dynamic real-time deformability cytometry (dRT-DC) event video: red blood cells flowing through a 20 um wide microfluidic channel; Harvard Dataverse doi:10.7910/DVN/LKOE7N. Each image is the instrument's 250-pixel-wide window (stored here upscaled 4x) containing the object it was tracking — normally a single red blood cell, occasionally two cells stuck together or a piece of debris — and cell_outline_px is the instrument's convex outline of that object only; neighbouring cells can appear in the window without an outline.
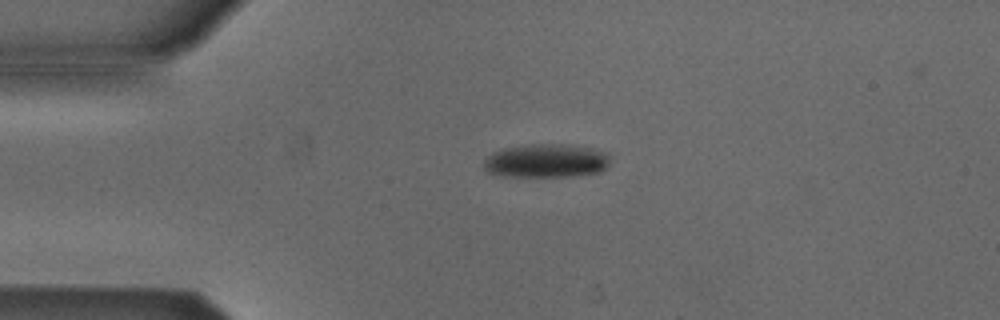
{"species": "Egyptian fruit bat (a non-hibernating species)", "species_latin": "Rousettus aegyptiacus", "temperature_condition": "cold", "stored_images_in_passage": 42, "camera_frame_rate_fps": 3000, "um_per_image_px": 0.085, "animal": {"sex": "male"}, "frame": {"image": 1, "passage_image": 1, "time_ms": 0.0, "image_size_px": [1000, 320], "cell_outline_px": [[612, 156], [608, 164], [600, 172], [568, 176], [500, 176], [488, 172], [484, 168], [484, 160], [492, 152], [504, 148], [532, 144], [568, 144], [592, 148], [608, 152]], "centroid_in_image_um": [46.45, 13.65], "position_along_channel_um": 38.6, "area_um2": 24.91}}
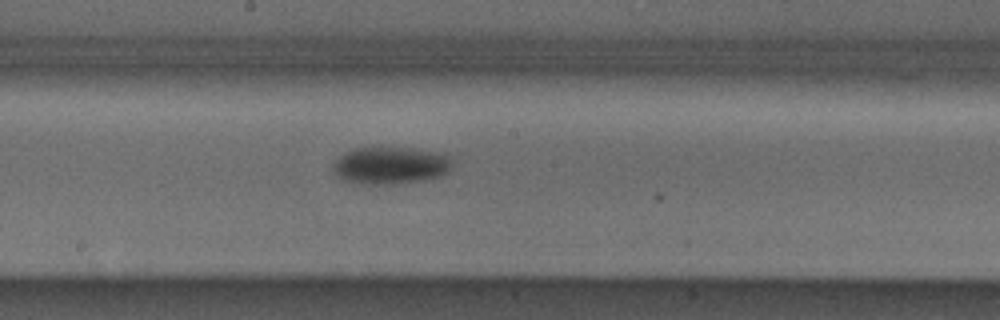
{"frame": {"image": 2, "passage_image": 17, "time_ms": 5.333, "image_size_px": [1000, 320], "cell_outline_px": [[452, 164], [448, 172], [440, 176], [424, 180], [396, 184], [364, 184], [344, 180], [332, 172], [332, 168], [336, 160], [340, 156], [356, 148], [412, 148], [444, 152], [452, 156]], "centroid_in_image_um": [33.26, 14.06], "position_along_channel_um": 214.9, "area_um2": 26.07}}
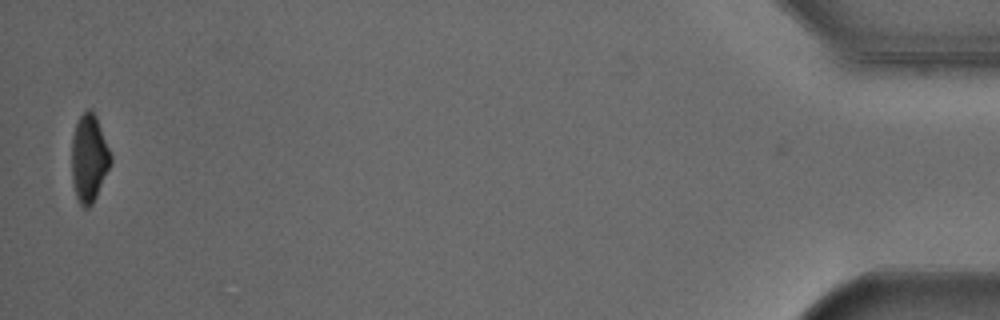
{"frame": {"image": 3, "passage_image": 41, "time_ms": 13.333, "image_size_px": [1000, 320], "cell_outline_px": [[112, 164], [92, 204], [88, 208], [84, 208], [80, 204], [76, 196], [72, 180], [72, 136], [76, 124], [80, 116], [88, 108], [92, 108], [96, 116], [112, 156]], "centroid_in_image_um": [7.58, 13.45], "position_along_channel_um": 427.6, "area_um2": 19.94}, "authors_computed_cell_mechanics": {"area_um2": 25.2875, "velocity_mm_per_s": 3.8689, "shape_relaxation_time_tau1_ms": 2.4636, "shape_relaxation_time_tau2_ms": null, "deformation_change_tau1": 0.0945, "deformation_change_tau2": null}}